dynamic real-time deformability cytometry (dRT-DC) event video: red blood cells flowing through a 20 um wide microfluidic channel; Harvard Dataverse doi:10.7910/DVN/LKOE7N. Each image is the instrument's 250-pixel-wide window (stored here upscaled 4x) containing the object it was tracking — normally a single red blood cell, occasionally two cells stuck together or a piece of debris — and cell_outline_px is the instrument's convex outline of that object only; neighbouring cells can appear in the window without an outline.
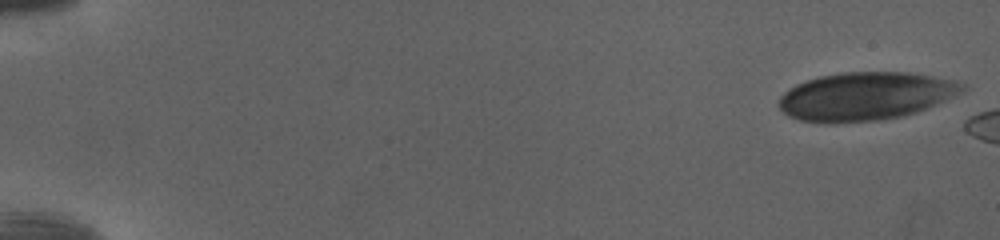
{"species": "human", "species_latin": "Homo sapiens", "temperature_condition": "cold", "stored_images_in_passage": 11, "camera_frame_rate_fps": 3000, "um_per_image_px": 0.085, "donor": {"sex": "female"}, "frame": {"image": 1, "passage_image": 1, "time_ms": 0.0, "image_size_px": [1000, 240], "cell_outline_px": [[968, 88], [964, 92], [916, 112], [900, 116], [876, 120], [800, 120], [788, 116], [780, 108], [780, 96], [784, 92], [796, 84], [820, 76], [844, 72], [908, 72], [956, 80], [968, 84]], "centroid_in_image_um": [73.66, 8.13], "position_along_channel_um": 11.3, "area_um2": 50.4}}